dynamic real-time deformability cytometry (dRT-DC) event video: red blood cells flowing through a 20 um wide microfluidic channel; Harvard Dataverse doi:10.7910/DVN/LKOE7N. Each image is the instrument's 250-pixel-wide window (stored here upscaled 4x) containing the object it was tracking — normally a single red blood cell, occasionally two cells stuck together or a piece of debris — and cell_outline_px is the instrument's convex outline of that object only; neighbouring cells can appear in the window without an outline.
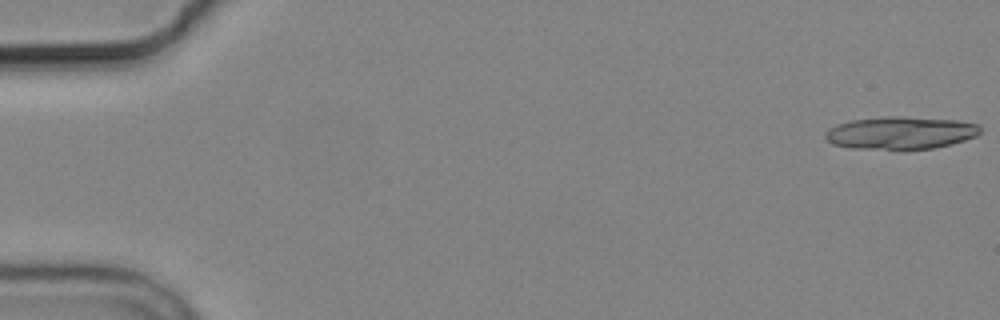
{"species": "common noctule bat (a hibernating species)", "species_latin": "Nyctalus noctula", "temperature_condition": "cold", "stored_images_in_passage": 5, "camera_frame_rate_fps": 3000, "um_per_image_px": 0.085, "animal": {"sex": "male", "body_mass_g": 19.2, "forearm_length_mm": 51.8}, "frame": {"image": 1, "passage_image": 1, "time_ms": 0.0, "image_size_px": [1000, 320], "cell_outline_px": [[980, 132], [976, 136], [964, 140], [932, 148], [904, 152], [900, 152], [852, 148], [832, 144], [824, 136], [824, 132], [828, 128], [836, 124], [852, 120], [888, 116], [900, 116], [956, 120], [980, 124]], "centroid_in_image_um": [76.5, 11.33], "position_along_channel_um": 8.5, "area_um2": 30.29}}